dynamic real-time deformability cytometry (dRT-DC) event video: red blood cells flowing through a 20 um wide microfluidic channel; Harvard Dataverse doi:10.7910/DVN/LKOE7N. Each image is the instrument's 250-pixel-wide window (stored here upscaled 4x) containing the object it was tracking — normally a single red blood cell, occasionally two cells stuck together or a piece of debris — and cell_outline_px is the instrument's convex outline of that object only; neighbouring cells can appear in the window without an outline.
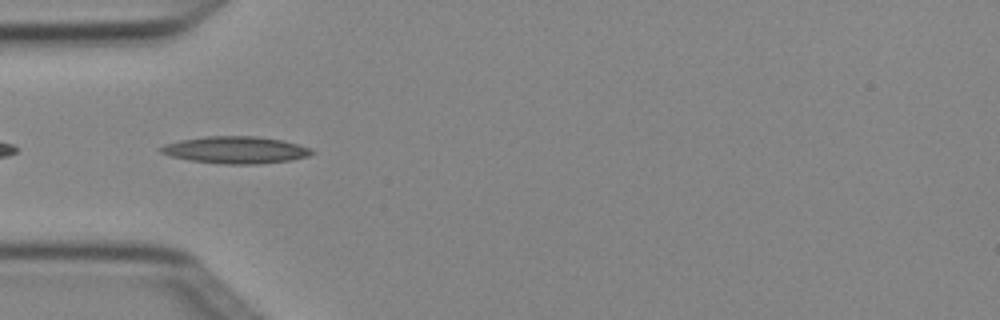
{"species": "Egyptian fruit bat (a non-hibernating species)", "species_latin": "Rousettus aegyptiacus", "temperature_condition": "cold", "stored_images_in_passage": 7, "camera_frame_rate_fps": 3000, "um_per_image_px": 0.085, "animal": {"sex": "female"}, "frame": {"image": 1, "passage_image": 4, "time_ms": 1.0, "image_size_px": [1000, 320], "cell_outline_px": [[316, 152], [308, 156], [292, 160], [260, 164], [228, 164], [192, 160], [172, 156], [160, 152], [156, 148], [164, 144], [180, 140], [204, 136], [256, 136], [280, 140], [312, 148]], "centroid_in_image_um": [20.03, 12.74], "position_along_channel_um": 65.0, "area_um2": 23.76}}
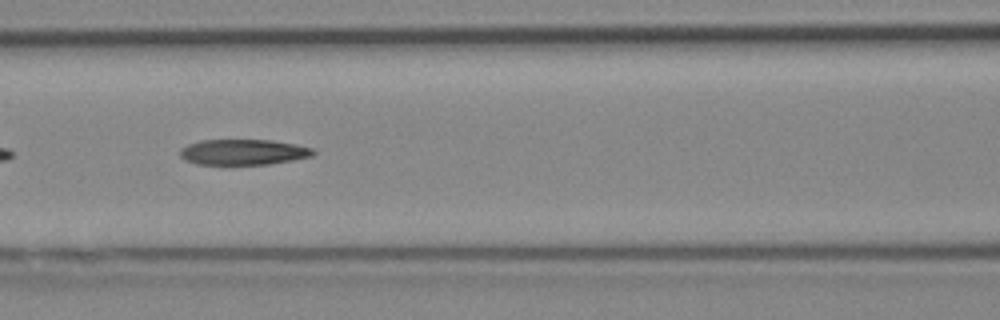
{"frame": {"image": 2, "passage_image": 6, "time_ms": 1.667, "image_size_px": [1000, 320], "cell_outline_px": [[316, 152], [312, 156], [292, 160], [268, 164], [196, 164], [184, 160], [180, 156], [180, 148], [188, 144], [200, 140], [272, 140], [296, 144], [312, 148]], "centroid_in_image_um": [20.66, 12.92], "position_along_channel_um": 145.9, "area_um2": 19.88}}
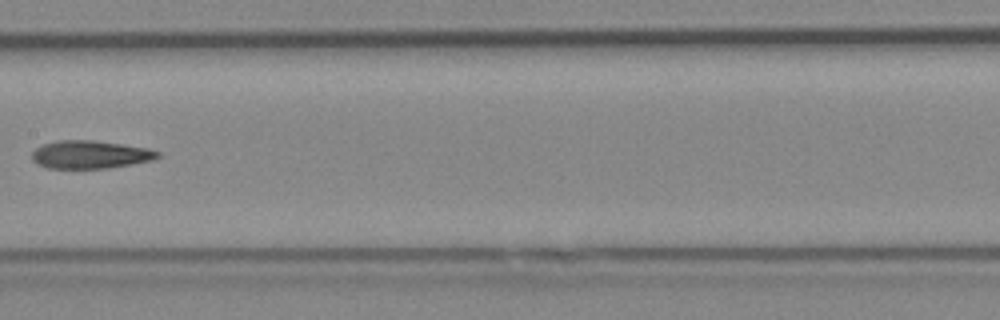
{"frame": {"image": 3, "passage_image": 7, "time_ms": 2.0, "image_size_px": [1000, 320], "cell_outline_px": [[160, 156], [152, 160], [132, 164], [108, 168], [48, 168], [36, 164], [32, 160], [32, 152], [36, 148], [44, 144], [56, 140], [92, 140], [148, 148], [160, 152]], "centroid_in_image_um": [7.65, 13.14], "position_along_channel_um": 199.8, "area_um2": 20.46}}